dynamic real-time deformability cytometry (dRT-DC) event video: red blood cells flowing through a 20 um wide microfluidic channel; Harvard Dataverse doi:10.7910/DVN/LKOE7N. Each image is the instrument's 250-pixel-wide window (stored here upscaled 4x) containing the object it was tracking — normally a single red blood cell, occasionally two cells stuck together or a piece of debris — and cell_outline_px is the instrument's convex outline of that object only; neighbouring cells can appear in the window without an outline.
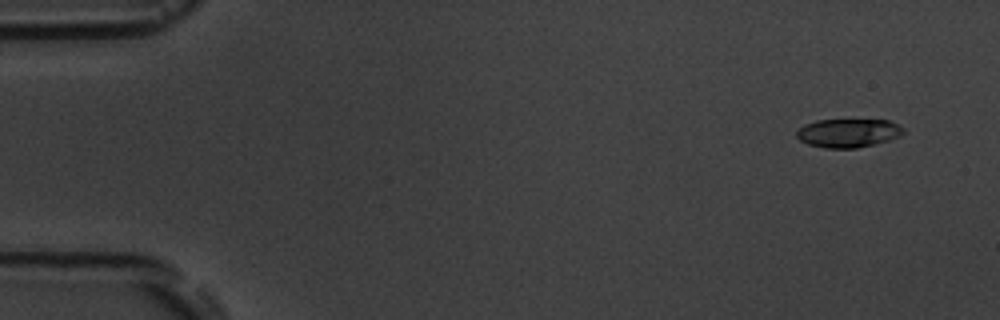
{"species": "common noctule bat (a hibernating species)", "species_latin": "Nyctalus noctula", "temperature_condition": "room temperature", "stored_images_in_passage": 4, "camera_frame_rate_fps": 3000, "um_per_image_px": 0.085, "animal": {"sex": "male", "body_mass_g": 19.5, "forearm_length_mm": 54.6}, "frame": {"image": 1, "passage_image": 1, "time_ms": 0.0, "image_size_px": [1000, 320], "cell_outline_px": [[904, 132], [900, 136], [888, 140], [856, 148], [824, 148], [808, 144], [800, 140], [796, 136], [796, 132], [804, 124], [816, 120], [888, 120], [904, 128]], "centroid_in_image_um": [72.07, 11.3], "position_along_channel_um": 12.9, "area_um2": 17.69}}